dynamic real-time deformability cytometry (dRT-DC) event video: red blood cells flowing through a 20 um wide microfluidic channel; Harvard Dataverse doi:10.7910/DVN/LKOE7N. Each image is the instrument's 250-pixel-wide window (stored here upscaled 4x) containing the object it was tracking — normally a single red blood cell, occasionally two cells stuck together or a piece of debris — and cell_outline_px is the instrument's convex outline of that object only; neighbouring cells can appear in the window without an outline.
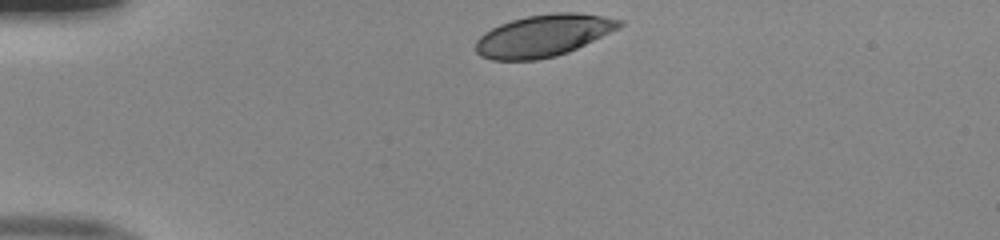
{"species": "human", "species_latin": "Homo sapiens", "temperature_condition": "room temperature", "stored_images_in_passage": 32, "camera_frame_rate_fps": 3000, "um_per_image_px": 0.085, "donor": {"sex": "male"}, "frame": {"image": 1, "passage_image": 1, "time_ms": 0.0, "image_size_px": [1000, 240], "cell_outline_px": [[624, 24], [620, 28], [568, 52], [556, 56], [536, 60], [492, 60], [480, 56], [476, 52], [476, 40], [484, 32], [500, 24], [512, 20], [528, 16], [552, 12], [576, 12], [604, 16], [624, 20]], "centroid_in_image_um": [46.2, 3.02], "position_along_channel_um": 38.8, "area_um2": 35.26}}
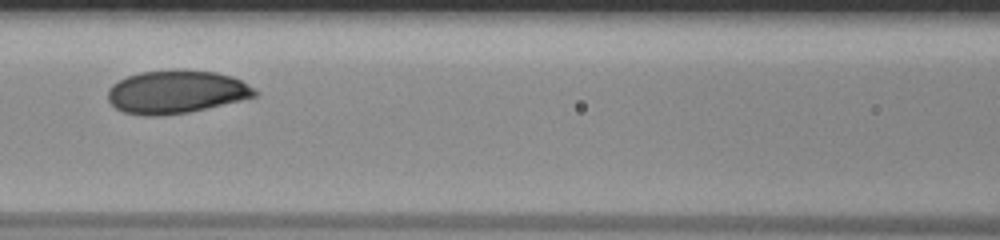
{"frame": {"image": 2, "passage_image": 13, "time_ms": 4.0, "image_size_px": [1000, 240], "cell_outline_px": [[256, 96], [240, 100], [188, 112], [160, 116], [144, 116], [124, 112], [116, 108], [108, 100], [108, 88], [112, 84], [128, 76], [140, 72], [216, 72], [232, 76], [240, 80], [252, 88], [256, 92]], "centroid_in_image_um": [14.93, 7.85], "position_along_channel_um": 151.7, "area_um2": 35.84}}
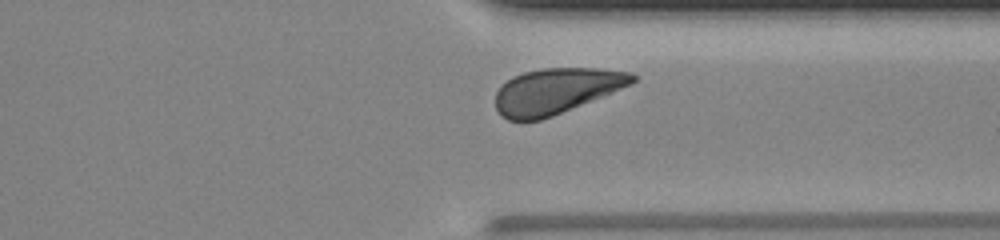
{"frame": {"image": 3, "passage_image": 29, "time_ms": 9.333, "image_size_px": [1000, 240], "cell_outline_px": [[636, 80], [632, 84], [552, 116], [540, 120], [508, 120], [500, 116], [496, 108], [496, 92], [512, 76], [524, 72], [544, 68], [600, 68], [632, 72], [636, 76]], "centroid_in_image_um": [47.27, 7.72], "position_along_channel_um": 364.1, "area_um2": 36.13}, "authors_computed_cell_mechanics": {"area_um2": 36.5296, "velocity_mm_per_s": 3.9838, "shape_relaxation_time_tau1_ms": 2.4594, "shape_relaxation_time_tau2_ms": null, "deformation_change_tau1": 0.1186, "deformation_change_tau2": null}}